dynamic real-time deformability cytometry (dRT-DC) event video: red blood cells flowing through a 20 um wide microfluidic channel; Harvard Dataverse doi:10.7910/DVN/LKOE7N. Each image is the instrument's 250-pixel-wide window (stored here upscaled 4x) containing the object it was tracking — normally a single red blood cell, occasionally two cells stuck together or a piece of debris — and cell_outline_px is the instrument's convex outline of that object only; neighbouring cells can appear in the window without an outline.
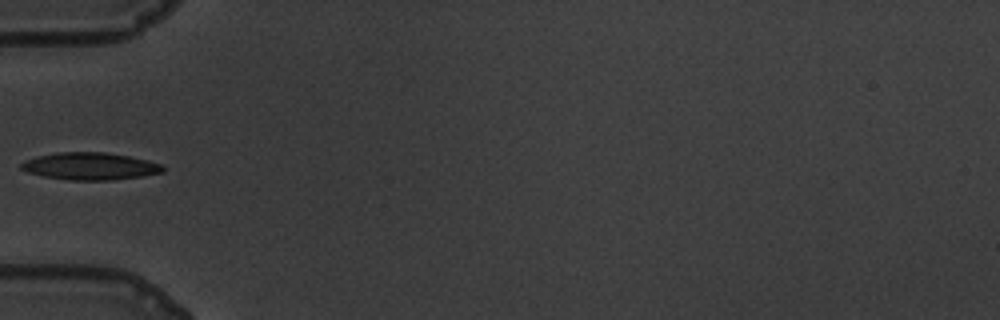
{"species": "common noctule bat (a hibernating species)", "species_latin": "Nyctalus noctula", "temperature_condition": "warm", "stored_images_in_passage": 34, "camera_frame_rate_fps": 3000, "um_per_image_px": 0.085, "animal": {"sex": "male", "body_mass_g": 19.5, "forearm_length_mm": 54.6}, "frame": {"image": 1, "passage_image": 1, "time_ms": 0.0, "image_size_px": [1000, 320], "cell_outline_px": [[164, 172], [144, 176], [112, 180], [68, 180], [44, 176], [28, 172], [20, 168], [20, 164], [36, 156], [56, 152], [104, 152], [128, 156], [148, 160], [160, 164], [164, 168]], "centroid_in_image_um": [7.67, 14.13], "position_along_channel_um": 77.3, "area_um2": 22.48}}